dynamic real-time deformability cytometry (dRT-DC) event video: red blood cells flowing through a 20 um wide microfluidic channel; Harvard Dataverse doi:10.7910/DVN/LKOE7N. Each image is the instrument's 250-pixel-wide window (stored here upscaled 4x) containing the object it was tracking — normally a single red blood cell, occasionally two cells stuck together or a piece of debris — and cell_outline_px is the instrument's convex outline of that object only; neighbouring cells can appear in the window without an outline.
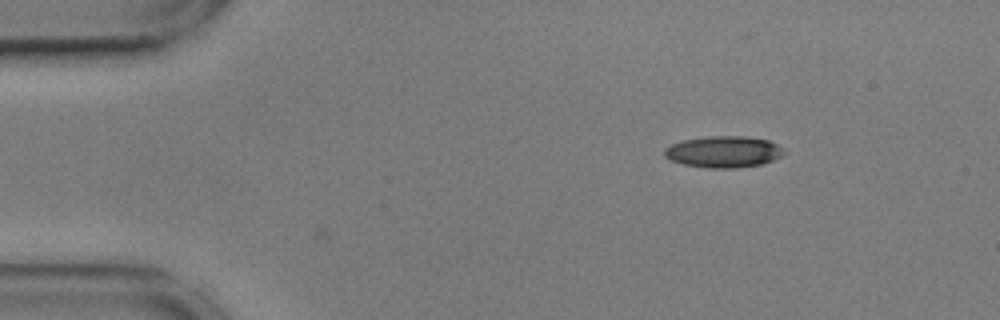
{"species": "common noctule bat (a hibernating species)", "species_latin": "Nyctalus noctula", "temperature_condition": "cold", "stored_images_in_passage": 2, "camera_frame_rate_fps": 3000, "um_per_image_px": 0.085, "animal": {"sex": "male", "body_mass_g": 17.9, "forearm_length_mm": 54.2}, "frame": {"image": 1, "passage_image": 2, "time_ms": 0.333, "image_size_px": [1000, 320], "cell_outline_px": [[784, 152], [780, 156], [772, 160], [760, 164], [736, 168], [708, 168], [684, 164], [672, 160], [664, 156], [664, 148], [672, 144], [684, 140], [708, 136], [744, 136], [768, 140], [776, 144]], "centroid_in_image_um": [61.47, 12.9], "position_along_channel_um": 23.5, "area_um2": 21.62}}